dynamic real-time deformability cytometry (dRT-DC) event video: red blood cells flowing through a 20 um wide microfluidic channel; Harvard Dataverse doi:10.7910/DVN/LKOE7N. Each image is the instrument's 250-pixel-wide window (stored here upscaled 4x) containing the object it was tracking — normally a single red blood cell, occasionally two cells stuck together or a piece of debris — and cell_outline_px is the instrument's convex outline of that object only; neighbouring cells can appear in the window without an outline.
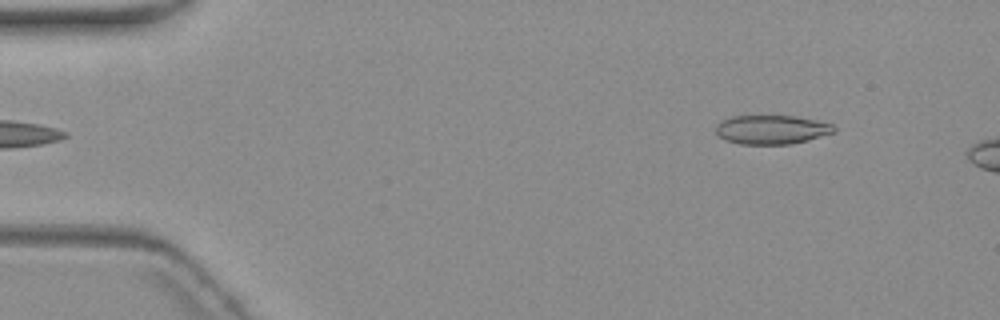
{"species": "common noctule bat (a hibernating species)", "species_latin": "Nyctalus noctula", "temperature_condition": "warm", "stored_images_in_passage": 6, "camera_frame_rate_fps": 3000, "um_per_image_px": 0.085, "animal": {"sex": "female", "body_mass_g": 19.3, "forearm_length_mm": 54.1}, "frame": {"image": 1, "passage_image": 6, "time_ms": 6.333, "image_size_px": [1000, 320], "cell_outline_px": [[836, 132], [808, 140], [788, 144], [740, 144], [724, 140], [716, 132], [716, 124], [720, 120], [732, 116], [796, 116], [816, 120], [832, 124], [836, 128]], "centroid_in_image_um": [65.58, 11.01], "position_along_channel_um": 19.4, "area_um2": 20.06}}